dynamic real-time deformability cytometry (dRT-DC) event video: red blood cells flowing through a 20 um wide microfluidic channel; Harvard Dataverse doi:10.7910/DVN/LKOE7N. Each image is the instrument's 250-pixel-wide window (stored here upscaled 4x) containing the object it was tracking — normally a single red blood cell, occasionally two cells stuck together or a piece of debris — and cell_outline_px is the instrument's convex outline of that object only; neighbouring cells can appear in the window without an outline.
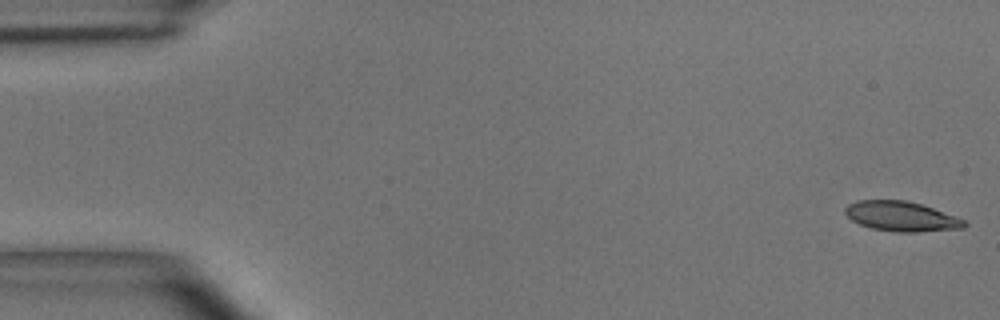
{"species": "common noctule bat (a hibernating species)", "species_latin": "Nyctalus noctula", "temperature_condition": "room temperature", "stored_images_in_passage": 50, "camera_frame_rate_fps": 3000, "um_per_image_px": 0.085, "animal": {"sex": "male", "body_mass_g": 15.6}, "frame": {"image": 1, "passage_image": 1, "time_ms": 0.0, "image_size_px": [1000, 320], "cell_outline_px": [[968, 224], [964, 228], [916, 232], [896, 232], [872, 228], [860, 224], [852, 220], [844, 212], [844, 208], [848, 204], [856, 200], [908, 200], [956, 216], [964, 220]], "centroid_in_image_um": [76.61, 18.39], "position_along_channel_um": 8.4, "area_um2": 20.69}}
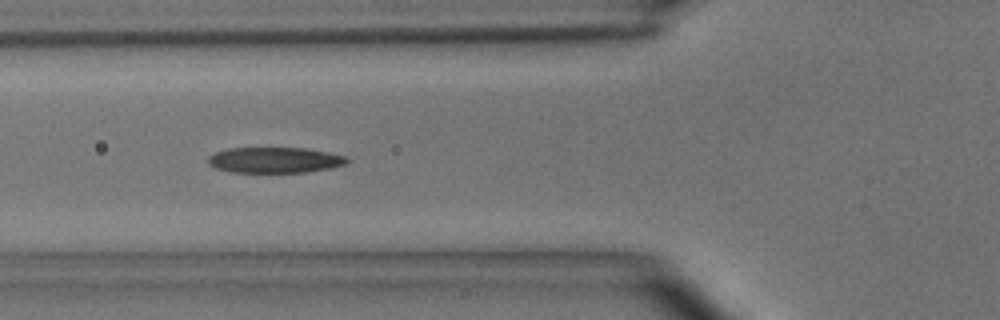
{"frame": {"image": 2, "passage_image": 18, "time_ms": 5.667, "image_size_px": [1000, 320], "cell_outline_px": [[352, 160], [348, 164], [328, 168], [304, 172], [232, 172], [216, 168], [208, 164], [208, 156], [216, 152], [228, 148], [308, 148], [348, 156]], "centroid_in_image_um": [23.4, 13.59], "position_along_channel_um": 102.4, "area_um2": 20.92}}
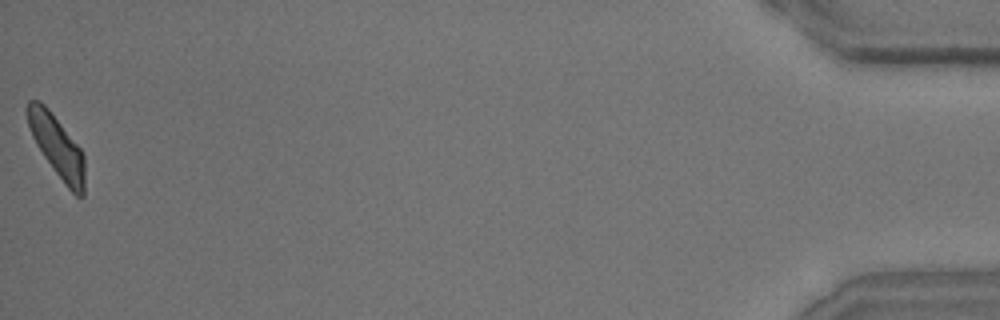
{"frame": {"image": 3, "passage_image": 50, "time_ms": 16.333, "image_size_px": [1000, 320], "cell_outline_px": [[84, 196], [76, 196], [64, 184], [44, 156], [36, 144], [32, 136], [28, 124], [24, 108], [28, 100], [40, 100], [48, 108], [80, 148], [84, 156]], "centroid_in_image_um": [4.81, 12.41], "position_along_channel_um": 430.4, "area_um2": 20.52}, "authors_computed_cell_mechanics": {"area_um2": 21.1259, "velocity_mm_per_s": 3.9708, "shape_relaxation_time_tau1_ms": 6.9132, "shape_relaxation_time_tau2_ms": 2.7354, "deformation_change_tau1": 0.2073, "deformation_change_tau2": 0.1071}}